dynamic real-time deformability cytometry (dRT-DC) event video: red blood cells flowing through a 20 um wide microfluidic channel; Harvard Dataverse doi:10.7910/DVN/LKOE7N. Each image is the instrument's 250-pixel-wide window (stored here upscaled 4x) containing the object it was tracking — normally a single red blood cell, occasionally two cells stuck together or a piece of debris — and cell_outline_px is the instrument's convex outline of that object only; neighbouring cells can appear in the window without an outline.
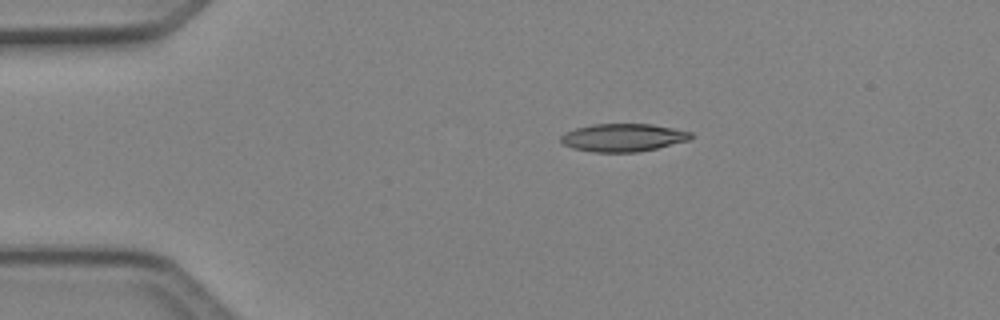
{"species": "Egyptian fruit bat (a non-hibernating species)", "species_latin": "Rousettus aegyptiacus", "temperature_condition": "cold", "stored_images_in_passage": 3, "camera_frame_rate_fps": 3000, "um_per_image_px": 0.085, "animal": {"sex": "female"}, "frame": {"image": 1, "passage_image": 1, "time_ms": 0.0, "image_size_px": [1000, 320], "cell_outline_px": [[692, 136], [688, 140], [640, 152], [592, 152], [572, 148], [564, 144], [560, 140], [560, 136], [564, 132], [576, 128], [592, 124], [652, 124], [692, 132]], "centroid_in_image_um": [52.92, 11.69], "position_along_channel_um": 32.1, "area_um2": 21.1}}
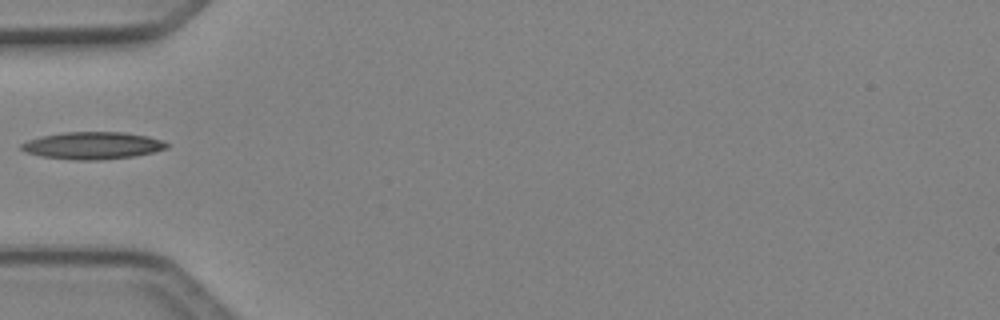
{"frame": {"image": 2, "passage_image": 3, "time_ms": 0.667, "image_size_px": [1000, 320], "cell_outline_px": [[168, 148], [152, 152], [132, 156], [100, 160], [72, 160], [40, 156], [24, 152], [20, 148], [20, 144], [28, 140], [40, 136], [64, 132], [124, 132], [148, 136], [160, 140], [168, 144]], "centroid_in_image_um": [7.81, 12.37], "position_along_channel_um": 77.2, "area_um2": 23.12}}